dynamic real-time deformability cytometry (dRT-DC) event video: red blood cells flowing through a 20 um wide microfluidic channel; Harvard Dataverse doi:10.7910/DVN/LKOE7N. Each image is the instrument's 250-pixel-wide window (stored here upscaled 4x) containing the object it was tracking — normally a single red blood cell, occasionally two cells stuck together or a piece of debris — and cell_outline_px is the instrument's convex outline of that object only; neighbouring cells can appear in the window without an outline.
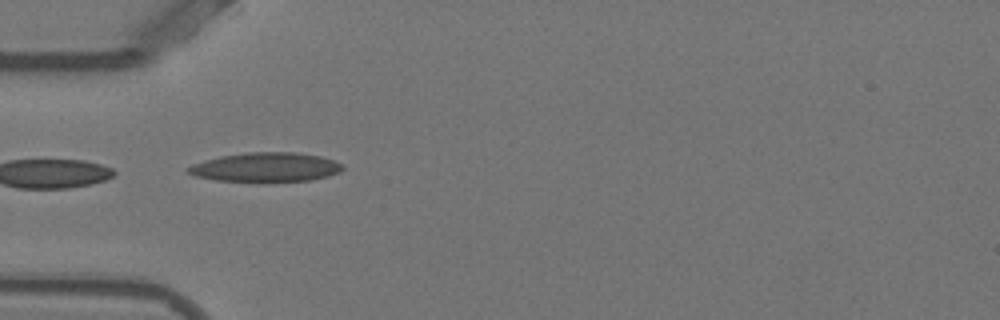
{"species": "Egyptian fruit bat (a non-hibernating species)", "species_latin": "Rousettus aegyptiacus", "temperature_condition": "warm", "stored_images_in_passage": 19, "camera_frame_rate_fps": 3000, "um_per_image_px": 0.085, "animal": {"sex": "female"}, "frame": {"image": 1, "passage_image": 1, "time_ms": 0.0, "image_size_px": [1000, 320], "cell_outline_px": [[344, 168], [340, 172], [328, 176], [308, 180], [216, 180], [196, 176], [188, 172], [184, 168], [192, 164], [204, 160], [220, 156], [248, 152], [296, 152], [320, 156], [344, 164]], "centroid_in_image_um": [22.59, 14.18], "position_along_channel_um": 62.4, "area_um2": 25.84}}
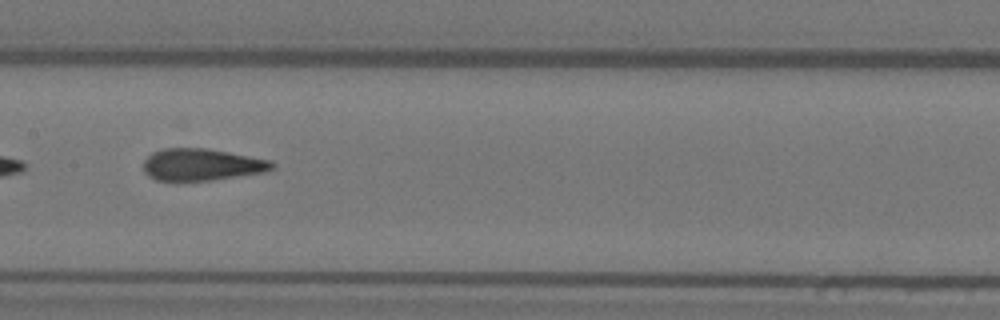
{"frame": {"image": 2, "passage_image": 11, "time_ms": 3.333, "image_size_px": [1000, 320], "cell_outline_px": [[276, 168], [264, 172], [212, 180], [156, 180], [148, 176], [144, 172], [144, 160], [152, 152], [164, 148], [208, 148], [272, 160], [276, 164]], "centroid_in_image_um": [17.18, 13.98], "position_along_channel_um": 190.2, "area_um2": 24.04}}
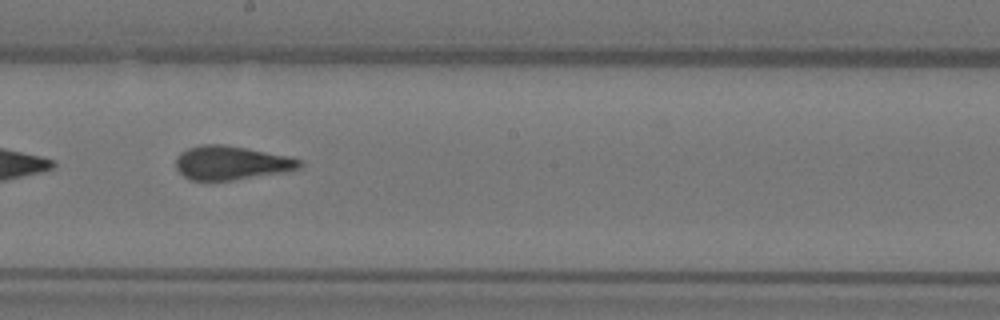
{"frame": {"image": 3, "passage_image": 14, "time_ms": 4.333, "image_size_px": [1000, 320], "cell_outline_px": [[304, 164], [300, 168], [288, 172], [232, 180], [192, 180], [184, 176], [176, 168], [176, 156], [180, 152], [188, 148], [200, 144], [224, 144], [248, 148], [288, 156], [304, 160]], "centroid_in_image_um": [19.7, 13.83], "position_along_channel_um": 228.5, "area_um2": 24.74}}